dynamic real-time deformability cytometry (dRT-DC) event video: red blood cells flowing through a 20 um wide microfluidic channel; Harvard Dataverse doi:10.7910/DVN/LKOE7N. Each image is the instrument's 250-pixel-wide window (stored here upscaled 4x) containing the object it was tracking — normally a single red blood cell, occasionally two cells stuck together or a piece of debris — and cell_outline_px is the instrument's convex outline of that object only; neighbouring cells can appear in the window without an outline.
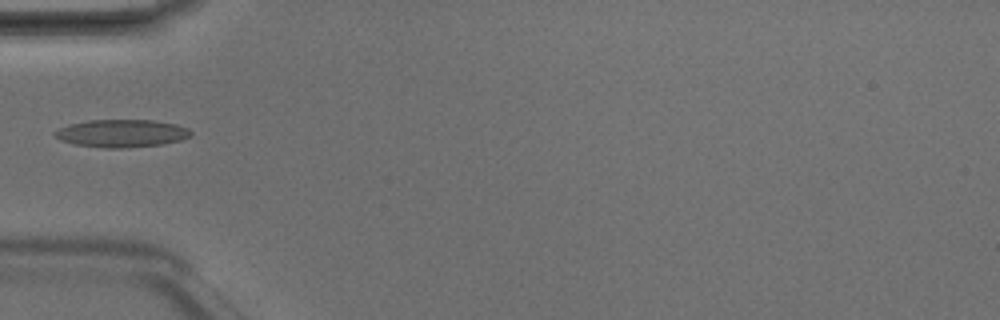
{"species": "Egyptian fruit bat (a non-hibernating species)", "species_latin": "Rousettus aegyptiacus", "temperature_condition": "room temperature", "stored_images_in_passage": 5, "camera_frame_rate_fps": 3000, "um_per_image_px": 0.085, "animal": {"sex": "male"}, "frame": {"image": 1, "passage_image": 5, "time_ms": 1.333, "image_size_px": [1000, 320], "cell_outline_px": [[192, 136], [180, 140], [160, 144], [124, 148], [104, 148], [76, 144], [60, 140], [52, 132], [68, 124], [88, 120], [152, 120], [176, 124], [188, 128], [192, 132]], "centroid_in_image_um": [10.34, 11.33], "position_along_channel_um": 74.7, "area_um2": 21.91}}